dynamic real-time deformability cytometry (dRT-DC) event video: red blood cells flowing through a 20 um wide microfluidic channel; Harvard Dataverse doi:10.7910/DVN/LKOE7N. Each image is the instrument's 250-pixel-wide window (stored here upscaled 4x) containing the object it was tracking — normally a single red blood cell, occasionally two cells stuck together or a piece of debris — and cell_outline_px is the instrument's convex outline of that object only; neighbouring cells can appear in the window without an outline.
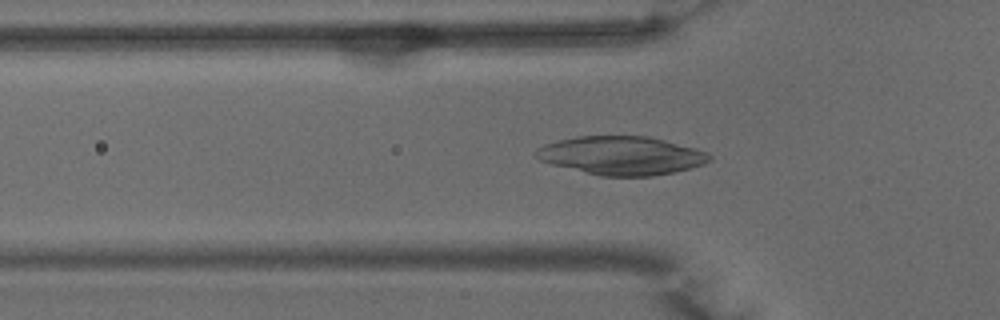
{"species": "common noctule bat (a hibernating species)", "species_latin": "Nyctalus noctula", "temperature_condition": "warm", "stored_images_in_passage": 40, "camera_frame_rate_fps": 3000, "um_per_image_px": 0.085, "animal": {"sex": "male", "body_mass_g": 15.6}, "frame": {"image": 1, "passage_image": 6, "time_ms": 1.667, "image_size_px": [1000, 320], "cell_outline_px": [[712, 160], [704, 164], [692, 168], [676, 172], [652, 176], [600, 176], [552, 164], [540, 160], [536, 156], [536, 148], [544, 144], [576, 136], [648, 136], [696, 148], [708, 152], [712, 156]], "centroid_in_image_um": [52.87, 13.22], "position_along_channel_um": 72.9, "area_um2": 39.02}}
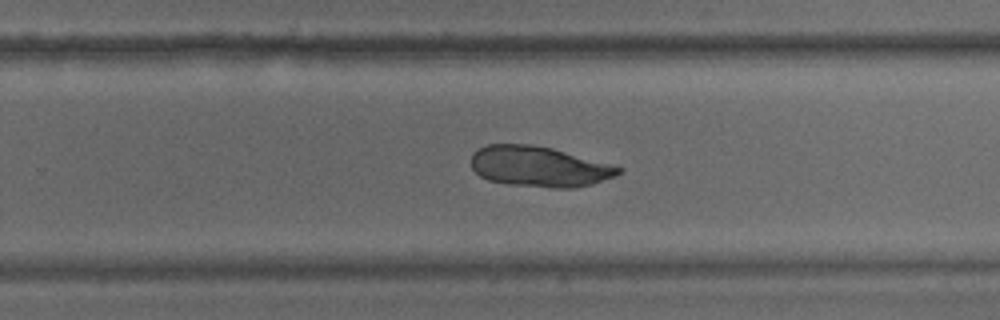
{"frame": {"image": 2, "passage_image": 22, "time_ms": 7.0, "image_size_px": [1000, 320], "cell_outline_px": [[624, 168], [616, 176], [592, 184], [576, 188], [552, 188], [508, 184], [488, 180], [480, 176], [472, 168], [472, 152], [488, 144], [532, 144], [552, 148]], "centroid_in_image_um": [45.82, 14.16], "position_along_channel_um": 284.0, "area_um2": 34.74}}
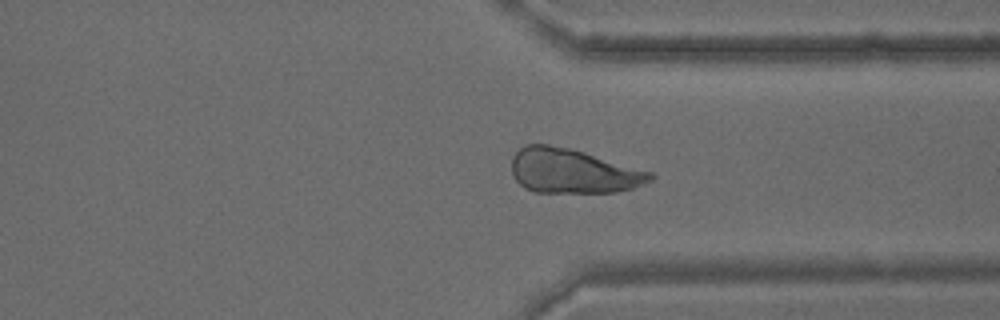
{"frame": {"image": 3, "passage_image": 28, "time_ms": 9.0, "image_size_px": [1000, 320], "cell_outline_px": [[656, 176], [652, 180], [632, 188], [616, 192], [536, 192], [524, 188], [512, 176], [512, 156], [520, 148], [528, 144], [548, 144], [568, 148], [584, 152], [652, 172]], "centroid_in_image_um": [48.68, 14.54], "position_along_channel_um": 362.7, "area_um2": 35.84}}